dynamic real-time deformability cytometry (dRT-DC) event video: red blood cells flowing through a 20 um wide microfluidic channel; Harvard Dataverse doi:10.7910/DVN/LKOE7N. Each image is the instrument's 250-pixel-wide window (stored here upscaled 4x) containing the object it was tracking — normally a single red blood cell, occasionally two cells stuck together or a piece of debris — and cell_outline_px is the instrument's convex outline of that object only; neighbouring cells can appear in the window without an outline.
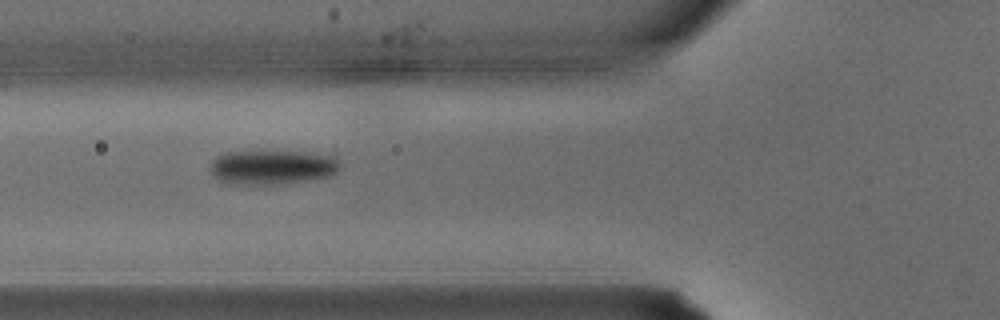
{"species": "common noctule bat (a hibernating species)", "species_latin": "Nyctalus noctula", "temperature_condition": "warm", "stored_images_in_passage": 4, "camera_frame_rate_fps": 3000, "um_per_image_px": 0.085, "animal": {"sex": "male", "body_mass_g": 15.6}, "frame": {"image": 1, "passage_image": 4, "time_ms": 1.0, "image_size_px": [1000, 320], "cell_outline_px": [[336, 172], [328, 176], [280, 184], [232, 184], [220, 180], [212, 176], [208, 168], [212, 160], [216, 156], [228, 152], [296, 152], [332, 156], [336, 160]], "centroid_in_image_um": [23.0, 14.22], "position_along_channel_um": 102.8, "area_um2": 25.37}}